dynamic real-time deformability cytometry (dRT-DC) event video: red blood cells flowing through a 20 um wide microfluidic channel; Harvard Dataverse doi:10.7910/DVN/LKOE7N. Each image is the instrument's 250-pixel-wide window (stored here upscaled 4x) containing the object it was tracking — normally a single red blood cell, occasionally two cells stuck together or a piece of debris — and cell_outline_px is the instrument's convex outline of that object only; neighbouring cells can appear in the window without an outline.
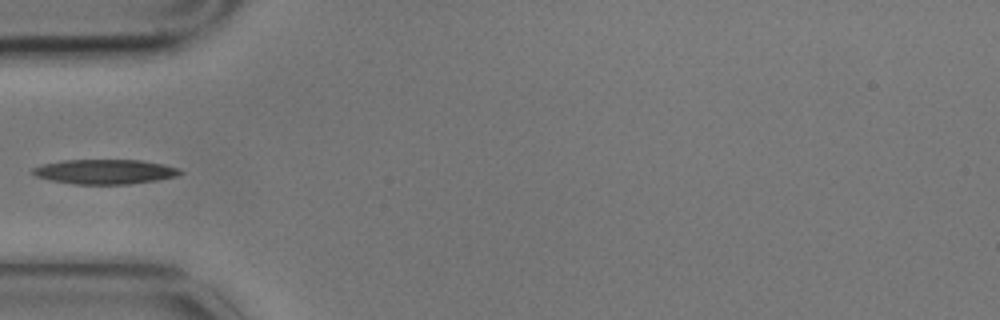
{"species": "common noctule bat (a hibernating species)", "species_latin": "Nyctalus noctula", "temperature_condition": "cold", "stored_images_in_passage": 5, "camera_frame_rate_fps": 3000, "um_per_image_px": 0.085, "animal": {"sex": "male", "body_mass_g": 17.9}, "frame": {"image": 1, "passage_image": 5, "time_ms": 1.333, "image_size_px": [1000, 320], "cell_outline_px": [[184, 172], [176, 176], [156, 180], [128, 184], [72, 184], [48, 180], [36, 176], [32, 172], [32, 168], [44, 164], [64, 160], [140, 160], [164, 164], [176, 168]], "centroid_in_image_um": [8.89, 14.59], "position_along_channel_um": 76.1, "area_um2": 21.1}}